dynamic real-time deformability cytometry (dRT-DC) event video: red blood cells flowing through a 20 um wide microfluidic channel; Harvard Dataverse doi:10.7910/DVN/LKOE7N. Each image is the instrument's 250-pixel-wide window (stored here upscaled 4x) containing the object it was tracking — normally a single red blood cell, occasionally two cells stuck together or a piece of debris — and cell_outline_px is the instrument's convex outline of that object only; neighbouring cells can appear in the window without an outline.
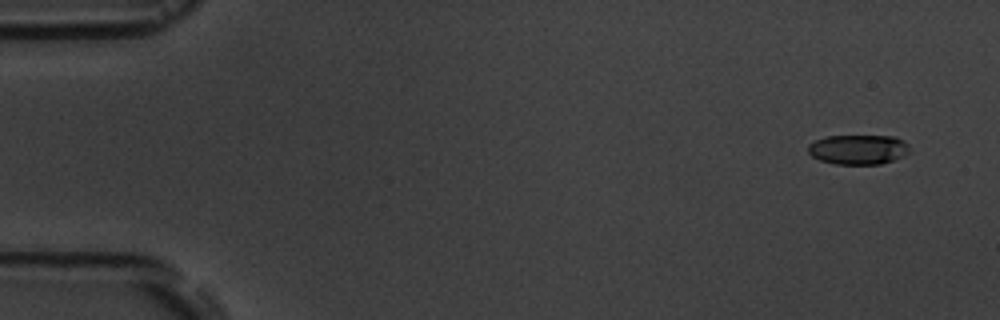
{"species": "common noctule bat (a hibernating species)", "species_latin": "Nyctalus noctula", "temperature_condition": "room temperature", "stored_images_in_passage": 3, "camera_frame_rate_fps": 3000, "um_per_image_px": 0.085, "animal": {"sex": "male", "body_mass_g": 19.5, "forearm_length_mm": 54.6}, "frame": {"image": 1, "passage_image": 1, "time_ms": 0.0, "image_size_px": [1000, 320], "cell_outline_px": [[908, 152], [904, 156], [880, 164], [836, 164], [820, 160], [812, 156], [808, 152], [808, 144], [824, 136], [896, 136], [904, 140], [908, 144]], "centroid_in_image_um": [72.95, 12.7], "position_along_channel_um": 12.1, "area_um2": 17.63}}
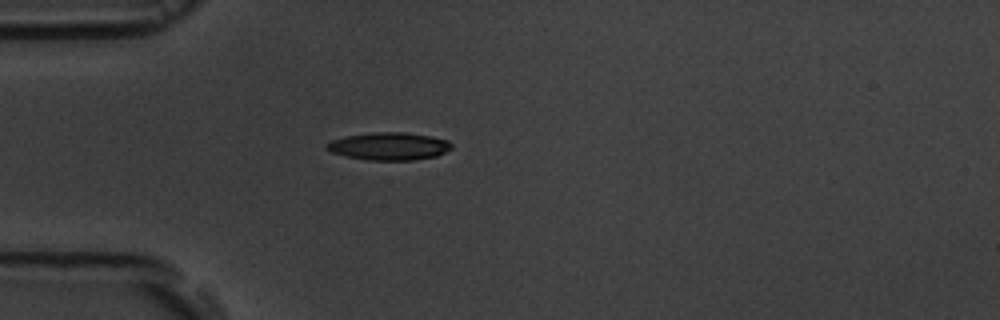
{"frame": {"image": 2, "passage_image": 3, "time_ms": 4.333, "image_size_px": [1000, 320], "cell_outline_px": [[452, 148], [436, 156], [412, 160], [368, 160], [348, 156], [332, 152], [324, 148], [324, 144], [332, 140], [344, 136], [372, 132], [404, 132], [428, 136], [448, 140], [452, 144]], "centroid_in_image_um": [33.04, 12.42], "position_along_channel_um": 52.0, "area_um2": 20.06}}